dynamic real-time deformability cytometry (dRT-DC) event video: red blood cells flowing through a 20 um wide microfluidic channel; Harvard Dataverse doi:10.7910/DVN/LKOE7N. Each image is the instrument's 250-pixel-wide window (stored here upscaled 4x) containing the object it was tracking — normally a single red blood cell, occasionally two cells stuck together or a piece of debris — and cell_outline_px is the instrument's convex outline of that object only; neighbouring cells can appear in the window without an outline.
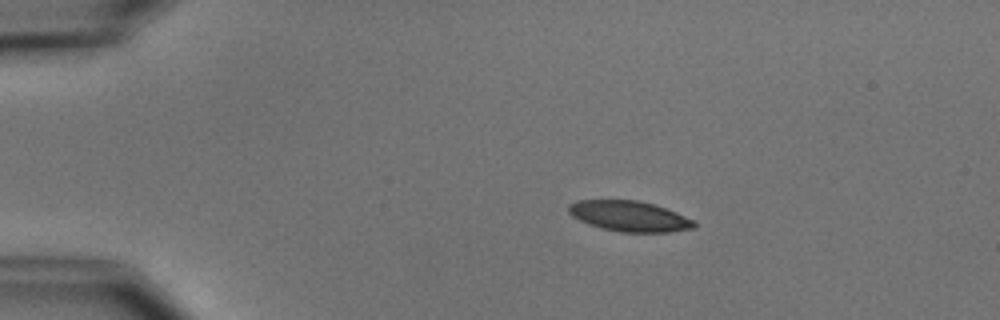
{"species": "common noctule bat (a hibernating species)", "species_latin": "Nyctalus noctula", "temperature_condition": "cold", "stored_images_in_passage": 6, "camera_frame_rate_fps": 3000, "um_per_image_px": 0.085, "animal": {"sex": "male", "body_mass_g": 15.6}, "frame": {"image": 1, "passage_image": 2, "time_ms": 2.0, "image_size_px": [1000, 320], "cell_outline_px": [[696, 228], [668, 232], [620, 232], [600, 228], [588, 224], [572, 216], [568, 212], [568, 204], [576, 200], [636, 200], [656, 204], [696, 220]], "centroid_in_image_um": [53.51, 18.37], "position_along_channel_um": 31.5, "area_um2": 22.6}}